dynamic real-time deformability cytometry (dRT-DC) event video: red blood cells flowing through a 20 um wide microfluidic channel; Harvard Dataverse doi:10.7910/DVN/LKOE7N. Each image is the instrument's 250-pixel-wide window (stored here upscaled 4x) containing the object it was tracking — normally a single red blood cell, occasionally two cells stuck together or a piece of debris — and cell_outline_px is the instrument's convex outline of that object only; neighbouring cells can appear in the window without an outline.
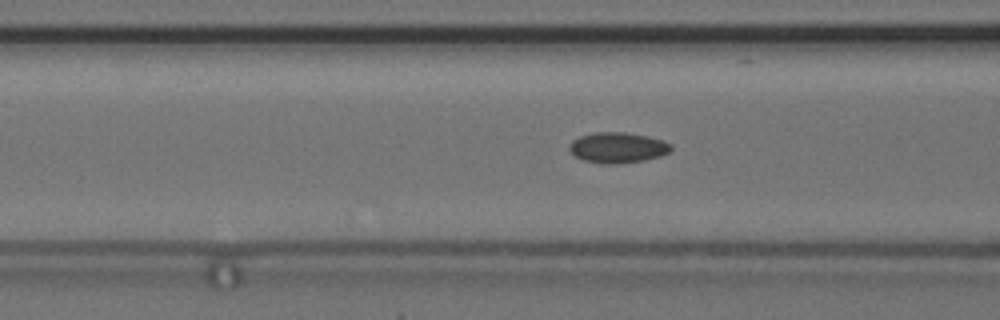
{"species": "common noctule bat (a hibernating species)", "species_latin": "Nyctalus noctula", "temperature_condition": "cold", "stored_images_in_passage": 32, "camera_frame_rate_fps": 3000, "um_per_image_px": 0.085, "animal": {"sex": "female", "body_mass_g": 24.6, "forearm_length_mm": 56.2}, "frame": {"image": 1, "passage_image": 8, "time_ms": 2.333, "image_size_px": [1000, 320], "cell_outline_px": [[672, 148], [668, 152], [660, 156], [644, 160], [616, 164], [600, 164], [584, 160], [576, 156], [568, 148], [572, 140], [580, 136], [596, 132], [624, 132], [648, 136], [672, 144]], "centroid_in_image_um": [52.49, 12.55], "position_along_channel_um": 114.1, "area_um2": 18.03}}
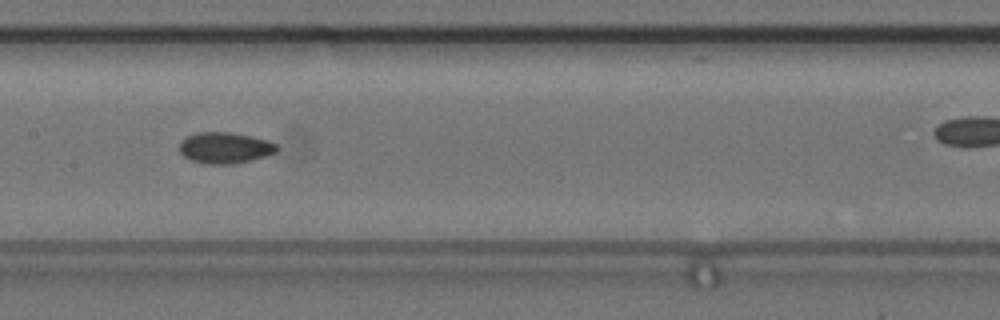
{"frame": {"image": 2, "passage_image": 14, "time_ms": 4.333, "image_size_px": [1000, 320], "cell_outline_px": [[280, 148], [276, 152], [264, 156], [232, 164], [204, 164], [188, 160], [180, 152], [180, 144], [188, 136], [196, 132], [228, 132], [252, 136], [268, 140], [276, 144]], "centroid_in_image_um": [19.12, 12.56], "position_along_channel_um": 188.3, "area_um2": 17.63}}
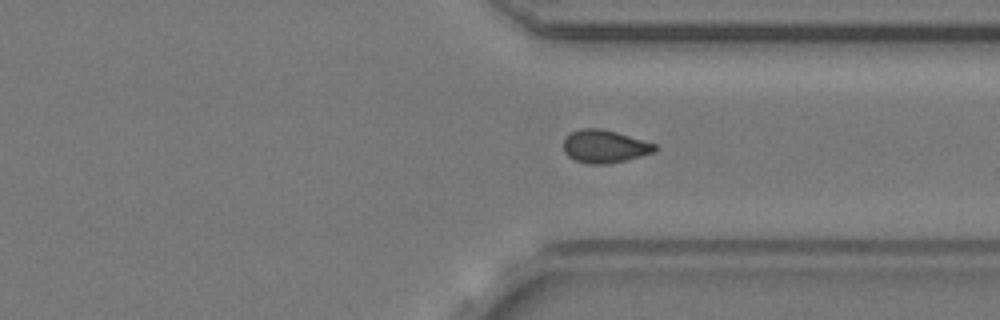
{"frame": {"image": 3, "passage_image": 28, "time_ms": 9.0, "image_size_px": [1000, 320], "cell_outline_px": [[656, 152], [628, 160], [608, 164], [588, 164], [576, 160], [568, 156], [564, 152], [564, 140], [572, 132], [580, 128], [600, 128], [616, 132], [656, 144]], "centroid_in_image_um": [51.41, 12.45], "position_along_channel_um": 360.0, "area_um2": 17.51}}